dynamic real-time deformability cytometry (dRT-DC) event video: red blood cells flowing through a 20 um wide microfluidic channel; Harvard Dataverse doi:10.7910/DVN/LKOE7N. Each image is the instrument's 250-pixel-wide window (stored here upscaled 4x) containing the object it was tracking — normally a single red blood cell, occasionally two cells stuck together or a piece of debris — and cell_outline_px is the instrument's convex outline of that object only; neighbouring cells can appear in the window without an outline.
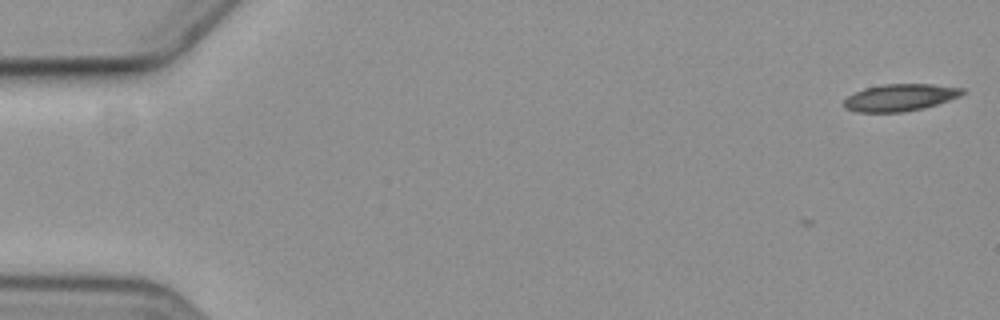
{"species": "common noctule bat (a hibernating species)", "species_latin": "Nyctalus noctula", "temperature_condition": "cold", "stored_images_in_passage": 6, "camera_frame_rate_fps": 3000, "um_per_image_px": 0.085, "animal": {"sex": "female", "body_mass_g": 19.3, "forearm_length_mm": 54.1}, "frame": {"image": 1, "passage_image": 1, "time_ms": 0.0, "image_size_px": [1000, 320], "cell_outline_px": [[964, 92], [960, 96], [924, 108], [904, 112], [856, 112], [844, 108], [844, 100], [848, 96], [864, 88], [880, 84], [932, 84], [964, 88]], "centroid_in_image_um": [76.48, 8.29], "position_along_channel_um": 8.5, "area_um2": 18.67}}
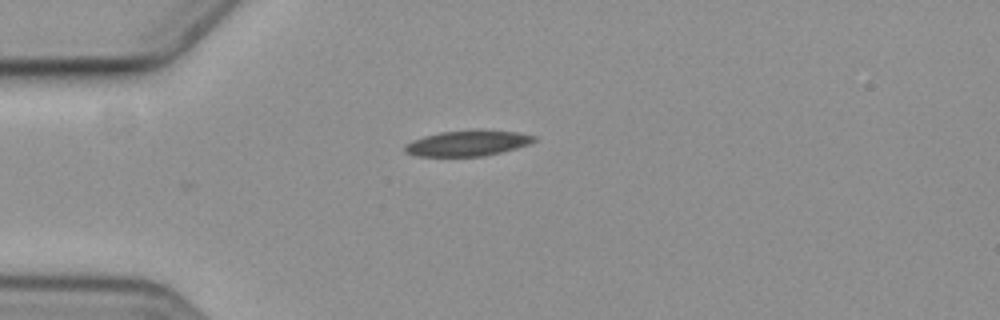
{"frame": {"image": 2, "passage_image": 4, "time_ms": 4.667, "image_size_px": [1000, 320], "cell_outline_px": [[536, 140], [528, 144], [516, 148], [484, 156], [416, 156], [404, 152], [404, 144], [412, 140], [424, 136], [440, 132], [516, 132], [536, 136]], "centroid_in_image_um": [39.66, 12.21], "position_along_channel_um": 45.3, "area_um2": 18.5}}
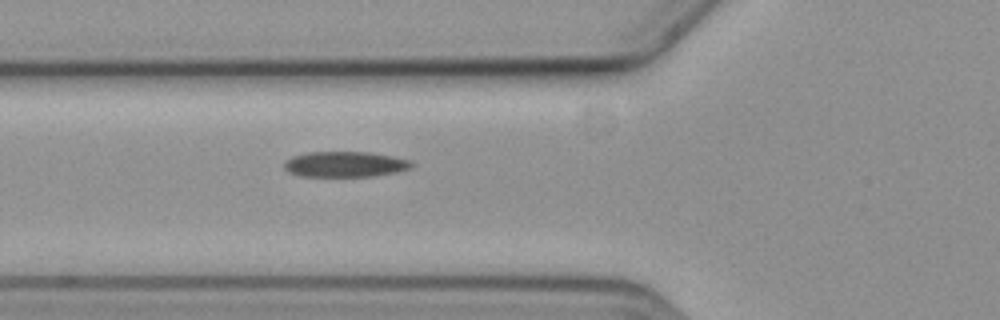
{"frame": {"image": 3, "passage_image": 6, "time_ms": 6.667, "image_size_px": [1000, 320], "cell_outline_px": [[416, 164], [412, 168], [396, 172], [372, 176], [300, 176], [288, 172], [284, 168], [284, 160], [292, 156], [308, 152], [368, 152], [392, 156], [412, 160]], "centroid_in_image_um": [29.35, 13.96], "position_along_channel_um": 96.5, "area_um2": 19.13}}